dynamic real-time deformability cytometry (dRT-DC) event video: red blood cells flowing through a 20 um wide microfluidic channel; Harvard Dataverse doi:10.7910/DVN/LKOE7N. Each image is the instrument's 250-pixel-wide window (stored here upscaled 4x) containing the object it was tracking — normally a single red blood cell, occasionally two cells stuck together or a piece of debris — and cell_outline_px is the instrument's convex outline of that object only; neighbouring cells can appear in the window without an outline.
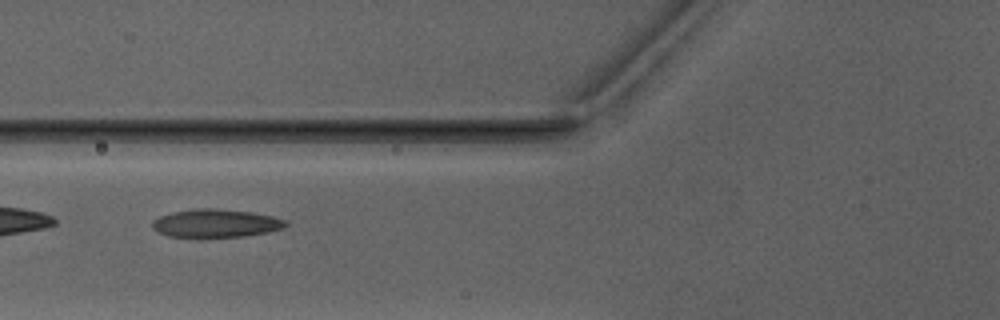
{"species": "Egyptian fruit bat (a non-hibernating species)", "species_latin": "Rousettus aegyptiacus", "temperature_condition": "warm", "stored_images_in_passage": 3, "camera_frame_rate_fps": 3000, "um_per_image_px": 0.085, "animal": {"sex": "male"}, "frame": {"image": 1, "passage_image": 2, "time_ms": 1.333, "image_size_px": [1000, 320], "cell_outline_px": [[288, 224], [284, 228], [268, 232], [244, 236], [196, 240], [168, 236], [156, 232], [152, 228], [152, 220], [160, 216], [172, 212], [196, 208], [216, 208], [252, 212], [272, 216], [284, 220]], "centroid_in_image_um": [18.27, 19.02], "position_along_channel_um": 107.5, "area_um2": 22.83}}
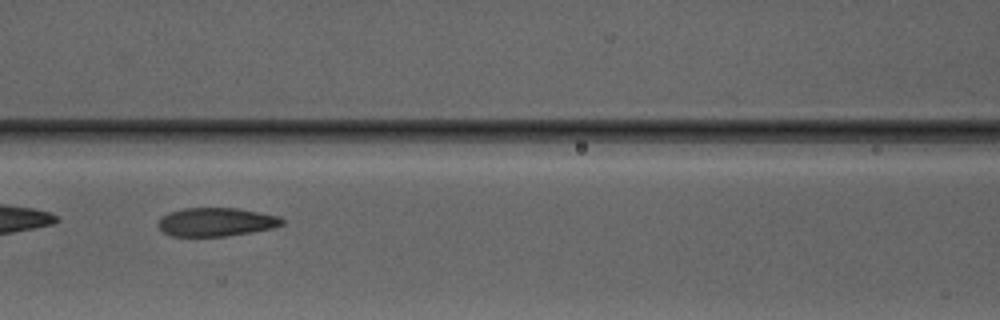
{"frame": {"image": 2, "passage_image": 3, "time_ms": 2.333, "image_size_px": [1000, 320], "cell_outline_px": [[284, 224], [272, 228], [224, 236], [172, 236], [164, 232], [156, 224], [160, 216], [168, 212], [184, 208], [236, 208], [276, 216], [284, 220]], "centroid_in_image_um": [18.29, 18.86], "position_along_channel_um": 148.3, "area_um2": 20.4}}